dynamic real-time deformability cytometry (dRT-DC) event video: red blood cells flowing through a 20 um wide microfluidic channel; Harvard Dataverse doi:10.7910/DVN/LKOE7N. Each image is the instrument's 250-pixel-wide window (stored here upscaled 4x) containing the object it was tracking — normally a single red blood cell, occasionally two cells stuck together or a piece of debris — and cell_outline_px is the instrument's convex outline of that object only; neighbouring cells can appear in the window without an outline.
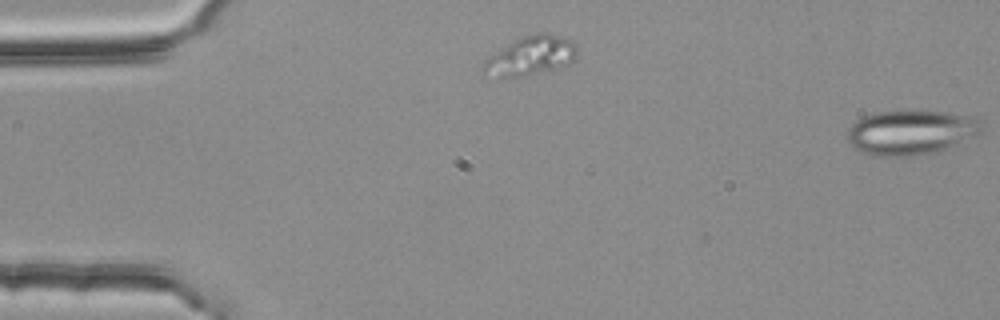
{"species": "common noctule bat (a hibernating species)", "species_latin": "Nyctalus noctula", "temperature_condition": "room temperature", "stored_images_in_passage": 2, "segment_of_instrument_passage": [1, 2], "camera_frame_rate_fps": 3000, "um_per_image_px": 0.085, "animal": {"sex": "female", "body_mass_g": 25.1}, "frame": {"image": 1, "passage_image": 1, "time_ms": 0.0, "image_size_px": [1000, 320], "cell_outline_px": [[576, 60], [568, 64], [552, 68], [500, 80], [496, 80], [480, 76], [480, 68], [484, 60], [508, 44], [524, 36], [540, 32], [548, 32], [572, 40], [576, 44]], "centroid_in_image_um": [45.0, 4.78], "position_along_channel_um": 40.0, "area_um2": 21.62}}